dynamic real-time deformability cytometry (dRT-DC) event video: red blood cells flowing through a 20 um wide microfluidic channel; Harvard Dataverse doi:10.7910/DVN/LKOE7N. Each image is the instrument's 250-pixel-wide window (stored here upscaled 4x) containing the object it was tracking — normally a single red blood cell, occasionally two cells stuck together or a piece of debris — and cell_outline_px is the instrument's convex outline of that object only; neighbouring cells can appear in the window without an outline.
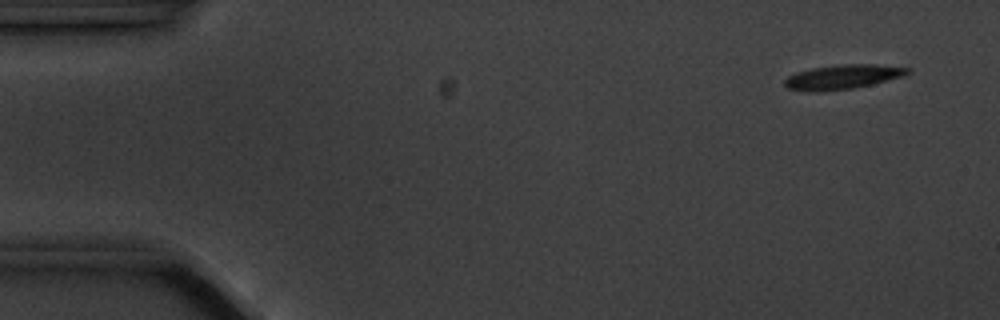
{"species": "common noctule bat (a hibernating species)", "species_latin": "Nyctalus noctula", "temperature_condition": "cold", "stored_images_in_passage": 6, "camera_frame_rate_fps": 3000, "um_per_image_px": 0.085, "animal": {"sex": "male", "body_mass_g": 20.1, "forearm_length_mm": 53.5}, "frame": {"image": 1, "passage_image": 1, "time_ms": 0.0, "image_size_px": [1000, 320], "cell_outline_px": [[912, 68], [904, 76], [872, 84], [852, 88], [820, 92], [812, 92], [788, 88], [784, 84], [784, 80], [788, 76], [796, 72], [812, 68], [844, 64], [876, 64]], "centroid_in_image_um": [71.63, 6.53], "position_along_channel_um": 13.4, "area_um2": 17.46}}
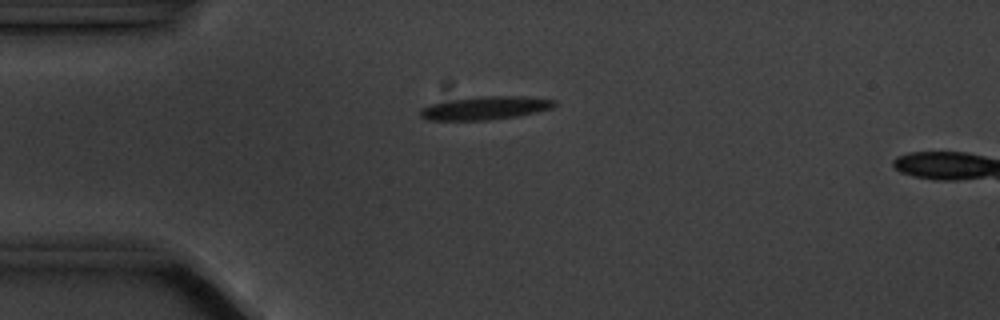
{"frame": {"image": 2, "passage_image": 4, "time_ms": 3.333, "image_size_px": [1000, 320], "cell_outline_px": [[556, 104], [552, 108], [536, 112], [516, 116], [488, 120], [428, 120], [420, 116], [420, 108], [432, 104], [452, 100], [480, 96], [524, 96], [556, 100]], "centroid_in_image_um": [41.26, 9.18], "position_along_channel_um": 43.7, "area_um2": 18.03}}